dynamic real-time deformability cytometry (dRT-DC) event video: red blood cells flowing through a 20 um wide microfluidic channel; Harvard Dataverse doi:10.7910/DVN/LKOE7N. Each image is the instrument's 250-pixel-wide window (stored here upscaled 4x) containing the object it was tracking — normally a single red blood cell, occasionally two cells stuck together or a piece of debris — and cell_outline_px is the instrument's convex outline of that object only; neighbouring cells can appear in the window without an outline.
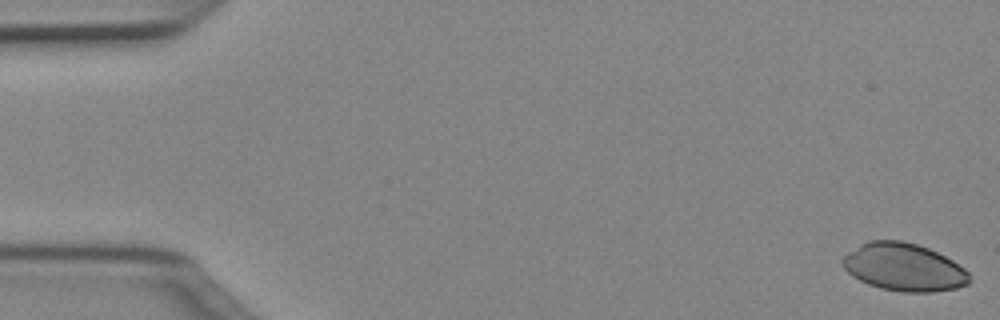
{"species": "Egyptian fruit bat (a non-hibernating species)", "species_latin": "Rousettus aegyptiacus", "temperature_condition": "cold", "stored_images_in_passage": 50, "camera_frame_rate_fps": 3000, "um_per_image_px": 0.085, "animal": {"sex": "female"}, "frame": {"image": 1, "passage_image": 1, "time_ms": 0.0, "image_size_px": [1000, 320], "cell_outline_px": [[972, 280], [968, 284], [956, 288], [932, 292], [904, 292], [880, 288], [868, 284], [852, 276], [844, 268], [840, 260], [848, 252], [860, 244], [868, 240], [900, 240], [916, 244], [928, 248], [952, 260], [964, 268], [968, 272]], "centroid_in_image_um": [76.82, 22.71], "position_along_channel_um": 8.2, "area_um2": 35.32}}
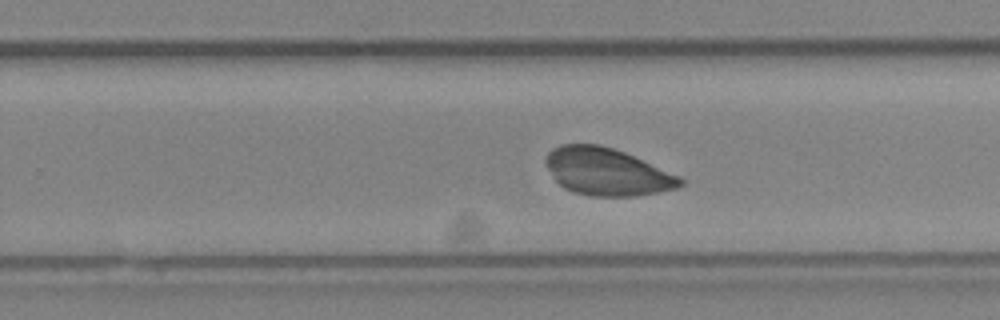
{"frame": {"image": 2, "passage_image": 32, "time_ms": 10.333, "image_size_px": [1000, 320], "cell_outline_px": [[684, 184], [676, 188], [656, 192], [632, 196], [592, 196], [572, 192], [564, 188], [556, 180], [548, 168], [544, 160], [548, 152], [552, 148], [560, 144], [600, 144], [624, 152], [680, 176], [684, 180]], "centroid_in_image_um": [51.57, 14.59], "position_along_channel_um": 278.2, "area_um2": 36.88}}
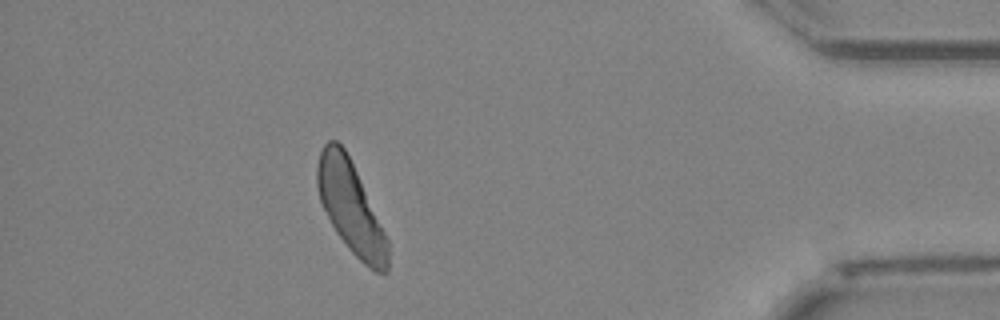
{"frame": {"image": 3, "passage_image": 45, "time_ms": 14.667, "image_size_px": [1000, 320], "cell_outline_px": [[388, 272], [376, 272], [368, 268], [348, 248], [336, 232], [320, 200], [316, 184], [316, 164], [320, 152], [324, 144], [328, 140], [336, 140], [344, 148], [360, 180], [388, 240]], "centroid_in_image_um": [29.79, 17.63], "position_along_channel_um": 405.4, "area_um2": 36.99}}